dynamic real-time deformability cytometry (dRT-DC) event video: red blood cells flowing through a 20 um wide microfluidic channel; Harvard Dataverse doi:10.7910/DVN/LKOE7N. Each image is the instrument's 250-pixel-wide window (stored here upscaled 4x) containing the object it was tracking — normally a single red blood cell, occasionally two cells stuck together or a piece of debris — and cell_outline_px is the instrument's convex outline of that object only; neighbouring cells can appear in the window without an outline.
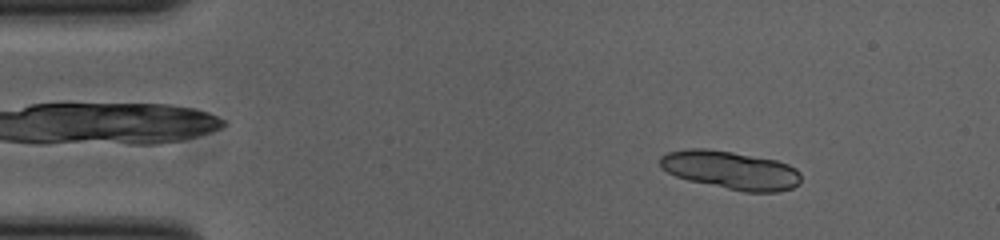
{"species": "common noctule bat (a hibernating species)", "species_latin": "Nyctalus noctula", "temperature_condition": "cold", "stored_images_in_passage": 23, "camera_frame_rate_fps": 3000, "um_per_image_px": 0.085, "animal": {"sex": "female", "body_mass_g": 23.0, "forearm_length_mm": 53.4}, "frame": {"image": 1, "passage_image": 6, "time_ms": 1.667, "image_size_px": [1000, 240], "cell_outline_px": [[800, 184], [792, 188], [780, 192], [744, 192], [688, 180], [676, 176], [660, 168], [660, 156], [668, 152], [688, 148], [704, 148], [732, 152], [776, 160], [788, 164], [796, 168], [800, 172]], "centroid_in_image_um": [62.12, 14.46], "position_along_channel_um": 22.9, "area_um2": 31.56}}